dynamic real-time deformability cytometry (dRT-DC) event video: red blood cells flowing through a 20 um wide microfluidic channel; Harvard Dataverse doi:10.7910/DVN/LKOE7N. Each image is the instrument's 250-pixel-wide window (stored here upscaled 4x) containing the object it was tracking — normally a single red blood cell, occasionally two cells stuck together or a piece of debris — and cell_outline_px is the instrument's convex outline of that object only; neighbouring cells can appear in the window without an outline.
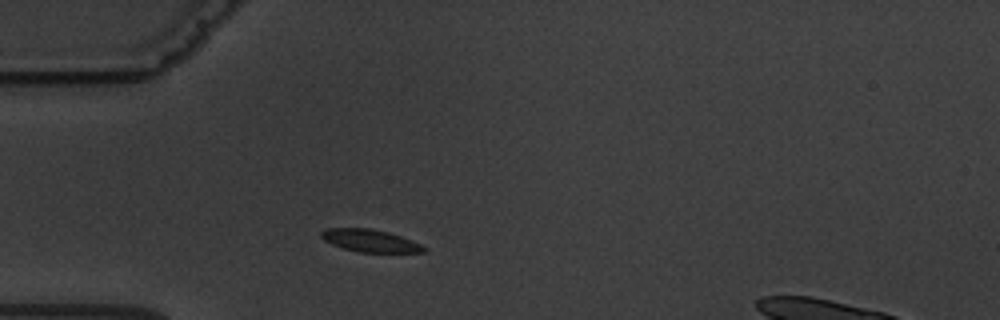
{"species": "common noctule bat (a hibernating species)", "species_latin": "Nyctalus noctula", "temperature_condition": "warm", "stored_images_in_passage": 8, "camera_frame_rate_fps": 3000, "um_per_image_px": 0.085, "animal": {"sex": "male", "body_mass_g": 19.5, "forearm_length_mm": 54.6}, "frame": {"image": 1, "passage_image": 1, "time_ms": 0.0, "image_size_px": [1000, 320], "cell_outline_px": [[428, 252], [356, 252], [332, 244], [324, 240], [320, 236], [320, 232], [328, 228], [372, 228], [388, 232], [412, 240], [428, 248]], "centroid_in_image_um": [31.48, 20.46], "position_along_channel_um": 53.5, "area_um2": 13.47}}
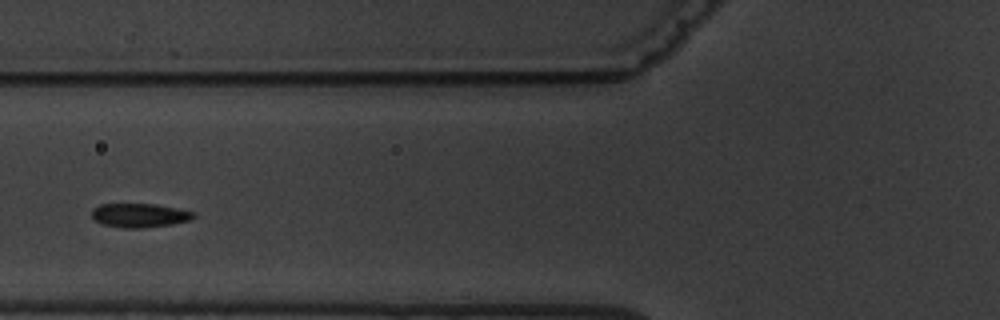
{"frame": {"image": 2, "passage_image": 3, "time_ms": 2.0, "image_size_px": [1000, 320], "cell_outline_px": [[196, 216], [188, 220], [172, 224], [140, 228], [124, 228], [104, 224], [96, 220], [92, 216], [92, 208], [100, 204], [156, 204], [196, 212]], "centroid_in_image_um": [11.87, 18.29], "position_along_channel_um": 113.9, "area_um2": 14.1}}